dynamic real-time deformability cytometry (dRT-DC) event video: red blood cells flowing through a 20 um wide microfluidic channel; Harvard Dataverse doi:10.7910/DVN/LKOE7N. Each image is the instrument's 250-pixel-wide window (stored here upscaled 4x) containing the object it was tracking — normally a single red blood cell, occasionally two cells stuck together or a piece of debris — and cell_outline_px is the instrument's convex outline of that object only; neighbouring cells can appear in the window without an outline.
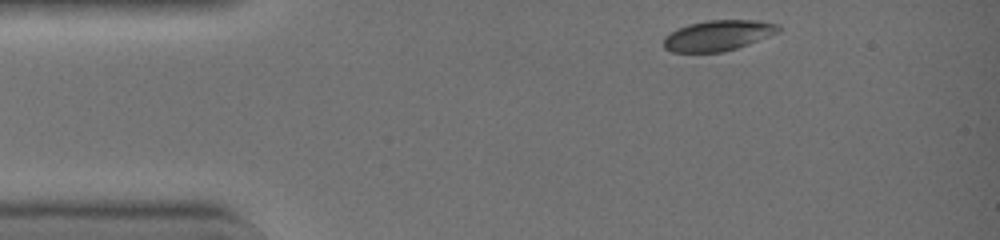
{"species": "common noctule bat (a hibernating species)", "species_latin": "Nyctalus noctula", "temperature_condition": "warm", "stored_images_in_passage": 1, "camera_frame_rate_fps": 3000, "um_per_image_px": 0.085, "animal": {"sex": "female", "body_mass_g": 19.0, "forearm_length_mm": 51.5}, "frame": {"image": 1, "passage_image": 1, "time_ms": 0.0, "image_size_px": [1000, 240], "cell_outline_px": [[780, 32], [748, 44], [724, 52], [672, 52], [664, 48], [664, 36], [676, 28], [688, 24], [708, 20], [760, 20], [780, 24]], "centroid_in_image_um": [61.04, 3.01], "position_along_channel_um": 24.0, "area_um2": 20.63}}